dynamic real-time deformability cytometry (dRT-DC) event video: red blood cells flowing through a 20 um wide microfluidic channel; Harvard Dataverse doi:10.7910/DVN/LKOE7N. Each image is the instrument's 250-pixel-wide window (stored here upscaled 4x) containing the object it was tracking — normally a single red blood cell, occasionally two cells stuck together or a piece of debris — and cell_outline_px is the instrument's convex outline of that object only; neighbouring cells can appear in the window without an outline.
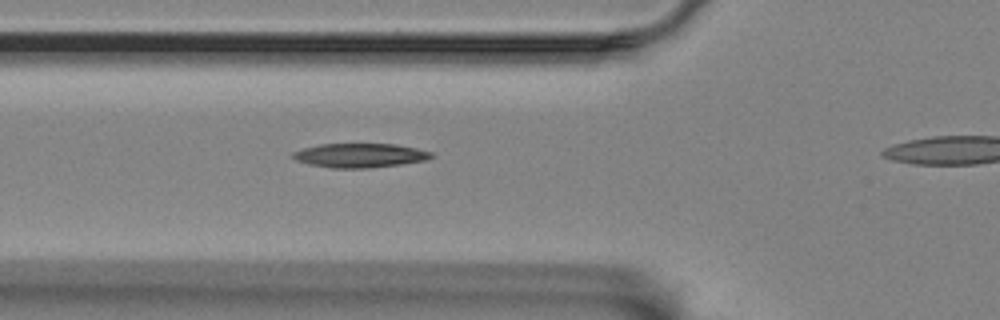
{"species": "Egyptian fruit bat (a non-hibernating species)", "species_latin": "Rousettus aegyptiacus", "temperature_condition": "room temperature", "stored_images_in_passage": 29, "segment_of_instrument_passage": [1, 2], "camera_frame_rate_fps": 3000, "um_per_image_px": 0.085, "animal": {"sex": "female"}, "frame": {"image": 1, "passage_image": 6, "time_ms": 1.667, "image_size_px": [1000, 320], "cell_outline_px": [[436, 156], [428, 160], [400, 164], [368, 168], [332, 168], [308, 164], [296, 160], [292, 156], [292, 152], [304, 148], [320, 144], [396, 144], [416, 148], [432, 152]], "centroid_in_image_um": [30.62, 13.21], "position_along_channel_um": 95.2, "area_um2": 19.54}}
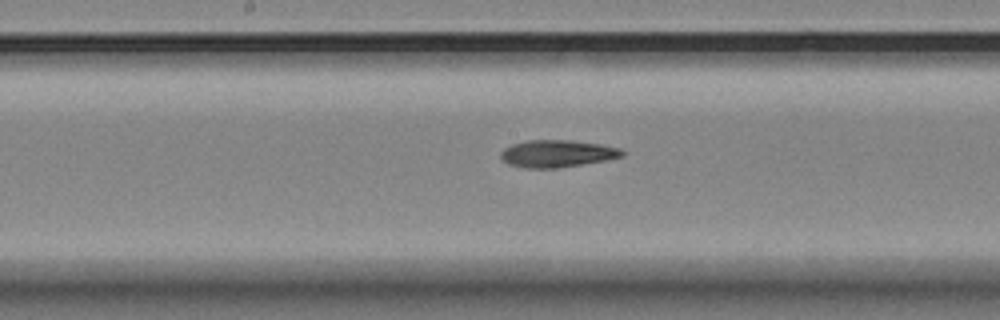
{"frame": {"image": 2, "passage_image": 15, "time_ms": 4.667, "image_size_px": [1000, 320], "cell_outline_px": [[624, 156], [604, 160], [556, 168], [524, 168], [508, 164], [500, 156], [500, 152], [504, 148], [512, 144], [528, 140], [572, 140], [600, 144], [620, 148], [624, 152]], "centroid_in_image_um": [47.33, 13.05], "position_along_channel_um": 200.9, "area_um2": 19.13}}
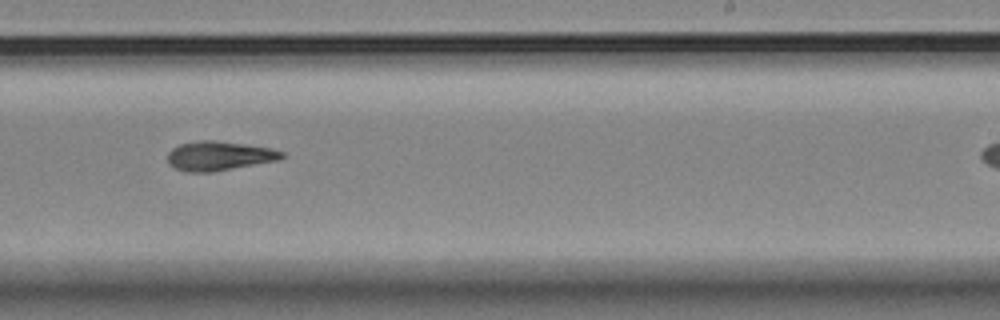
{"frame": {"image": 3, "passage_image": 21, "time_ms": 6.667, "image_size_px": [1000, 320], "cell_outline_px": [[284, 156], [280, 160], [212, 172], [188, 172], [176, 168], [168, 164], [168, 152], [172, 148], [180, 144], [200, 140], [212, 140], [244, 144], [268, 148], [284, 152]], "centroid_in_image_um": [18.61, 13.25], "position_along_channel_um": 270.4, "area_um2": 19.36}}